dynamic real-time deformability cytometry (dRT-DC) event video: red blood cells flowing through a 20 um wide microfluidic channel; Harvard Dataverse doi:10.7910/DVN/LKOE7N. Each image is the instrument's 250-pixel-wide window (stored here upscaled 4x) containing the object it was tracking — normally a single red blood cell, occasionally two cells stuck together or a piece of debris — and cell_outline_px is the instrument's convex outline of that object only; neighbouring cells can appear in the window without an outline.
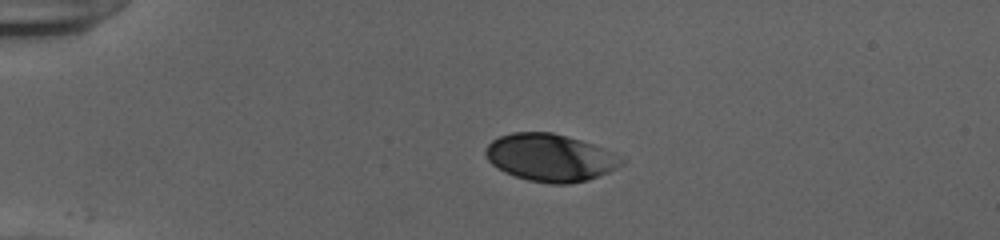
{"species": "human", "species_latin": "Homo sapiens", "temperature_condition": "cold", "stored_images_in_passage": 41, "camera_frame_rate_fps": 3000, "um_per_image_px": 0.085, "donor": {"sex": "female"}, "frame": {"image": 1, "passage_image": 1, "time_ms": 0.0, "image_size_px": [1000, 240], "cell_outline_px": [[624, 164], [608, 172], [588, 180], [568, 184], [552, 184], [528, 180], [504, 172], [492, 164], [488, 160], [484, 152], [488, 144], [492, 140], [500, 136], [512, 132], [552, 132], [580, 140], [592, 144], [624, 160]], "centroid_in_image_um": [46.72, 13.4], "position_along_channel_um": 38.3, "area_um2": 37.17}}
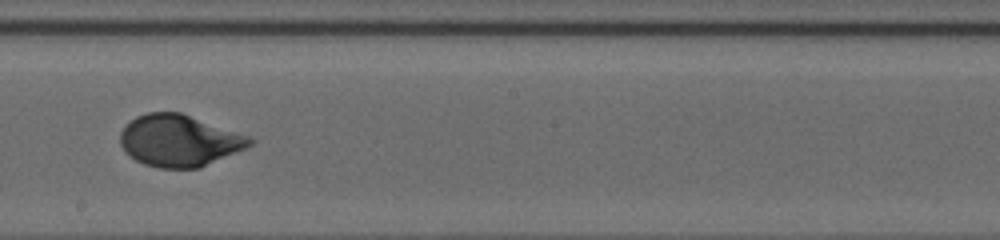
{"frame": {"image": 2, "passage_image": 20, "time_ms": 6.333, "image_size_px": [1000, 240], "cell_outline_px": [[256, 140], [248, 148], [200, 168], [160, 168], [144, 164], [136, 160], [124, 152], [120, 144], [120, 132], [136, 116], [148, 112], [180, 112], [252, 136]], "centroid_in_image_um": [15.29, 11.96], "position_along_channel_um": 232.9, "area_um2": 39.42}}
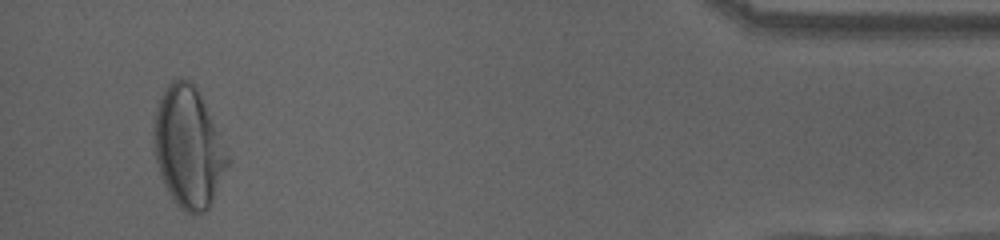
{"frame": {"image": 3, "passage_image": 39, "time_ms": 12.667, "image_size_px": [1000, 240], "cell_outline_px": [[232, 160], [208, 208], [204, 212], [196, 216], [192, 216], [184, 212], [172, 200], [160, 176], [156, 160], [152, 132], [156, 108], [160, 96], [168, 84], [172, 80], [180, 76], [188, 80], [200, 92]], "centroid_in_image_um": [16.01, 12.54], "position_along_channel_um": 419.2, "area_um2": 52.6}, "authors_computed_cell_mechanics": {"area_um2": 39.1884, "velocity_mm_per_s": 3.8951, "shape_relaxation_time_tau1_ms": 3.3561, "shape_relaxation_time_tau2_ms": null, "deformation_change_tau1": 0.1534, "deformation_change_tau2": null}}